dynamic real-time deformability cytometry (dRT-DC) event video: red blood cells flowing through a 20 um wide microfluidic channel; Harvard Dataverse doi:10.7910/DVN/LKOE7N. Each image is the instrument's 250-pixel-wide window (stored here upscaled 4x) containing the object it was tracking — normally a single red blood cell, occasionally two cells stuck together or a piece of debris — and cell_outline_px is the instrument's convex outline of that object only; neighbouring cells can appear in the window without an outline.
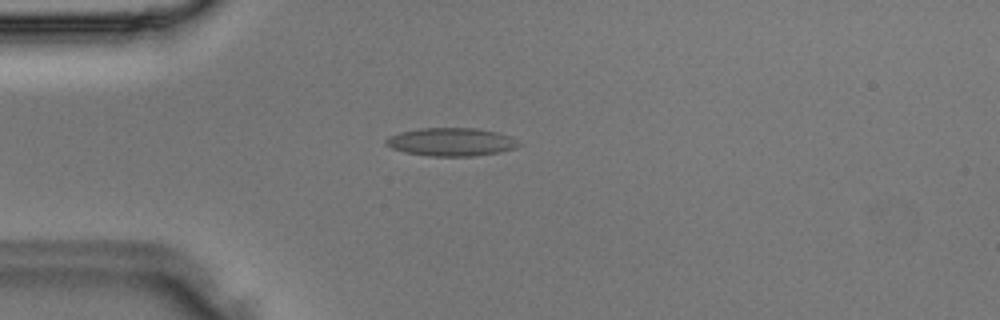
{"species": "Egyptian fruit bat (a non-hibernating species)", "species_latin": "Rousettus aegyptiacus", "temperature_condition": "room temperature", "stored_images_in_passage": 3, "camera_frame_rate_fps": 3000, "um_per_image_px": 0.085, "animal": {"sex": "male"}, "frame": {"image": 1, "passage_image": 3, "time_ms": 0.667, "image_size_px": [1000, 320], "cell_outline_px": [[524, 144], [516, 148], [500, 152], [476, 156], [428, 156], [404, 152], [392, 148], [384, 144], [384, 140], [388, 136], [400, 132], [420, 128], [476, 128], [496, 132], [512, 136]], "centroid_in_image_um": [38.38, 12.07], "position_along_channel_um": 46.6, "area_um2": 22.14}}